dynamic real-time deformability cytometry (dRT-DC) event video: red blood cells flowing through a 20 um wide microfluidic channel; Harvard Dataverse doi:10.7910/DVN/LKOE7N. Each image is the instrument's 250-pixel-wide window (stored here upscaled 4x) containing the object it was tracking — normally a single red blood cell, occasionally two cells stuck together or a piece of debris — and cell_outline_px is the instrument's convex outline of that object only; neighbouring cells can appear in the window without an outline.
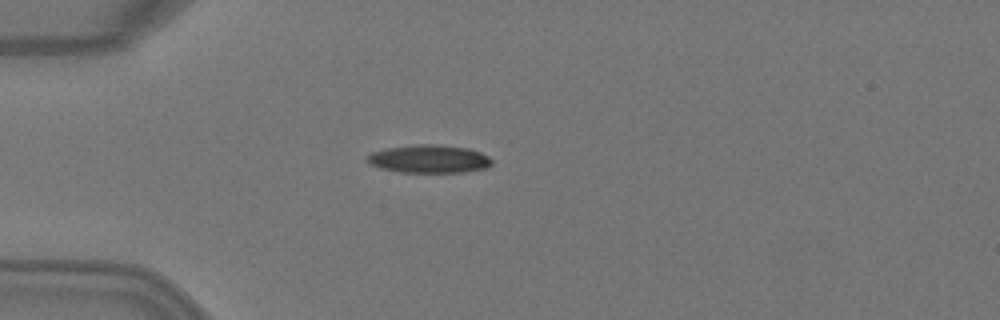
{"species": "Egyptian fruit bat (a non-hibernating species)", "species_latin": "Rousettus aegyptiacus", "temperature_condition": "warm", "stored_images_in_passage": 2, "camera_frame_rate_fps": 3000, "um_per_image_px": 0.085, "animal": {"sex": "female"}, "frame": {"image": 1, "passage_image": 2, "time_ms": 0.333, "image_size_px": [1000, 320], "cell_outline_px": [[492, 164], [484, 168], [464, 172], [400, 172], [380, 168], [372, 164], [368, 160], [368, 156], [372, 152], [388, 148], [416, 144], [440, 144], [468, 148], [480, 152], [488, 156], [492, 160]], "centroid_in_image_um": [36.51, 13.5], "position_along_channel_um": 48.5, "area_um2": 20.23}}